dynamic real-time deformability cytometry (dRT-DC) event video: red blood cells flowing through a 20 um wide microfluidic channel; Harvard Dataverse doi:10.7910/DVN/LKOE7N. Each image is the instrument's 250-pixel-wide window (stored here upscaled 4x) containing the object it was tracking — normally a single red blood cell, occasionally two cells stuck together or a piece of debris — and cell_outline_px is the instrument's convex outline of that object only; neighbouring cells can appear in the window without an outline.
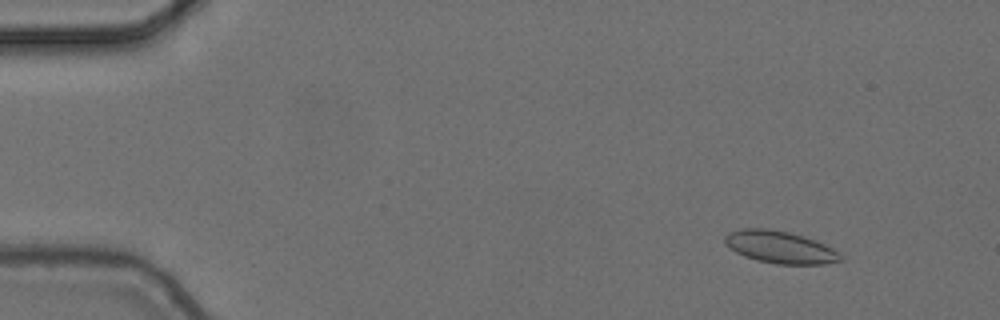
{"species": "common noctule bat (a hibernating species)", "species_latin": "Nyctalus noctula", "temperature_condition": "cold", "stored_images_in_passage": 5, "camera_frame_rate_fps": 3000, "um_per_image_px": 0.085, "animal": {"sex": "female", "body_mass_g": 24.6, "forearm_length_mm": 56.2}, "frame": {"image": 1, "passage_image": 2, "time_ms": 0.333, "image_size_px": [1000, 320], "cell_outline_px": [[844, 260], [824, 264], [776, 264], [756, 260], [744, 256], [736, 252], [724, 244], [724, 236], [728, 232], [740, 228], [768, 228], [788, 232], [804, 236], [824, 244], [832, 248]], "centroid_in_image_um": [66.24, 21.0], "position_along_channel_um": 18.8, "area_um2": 21.79}}
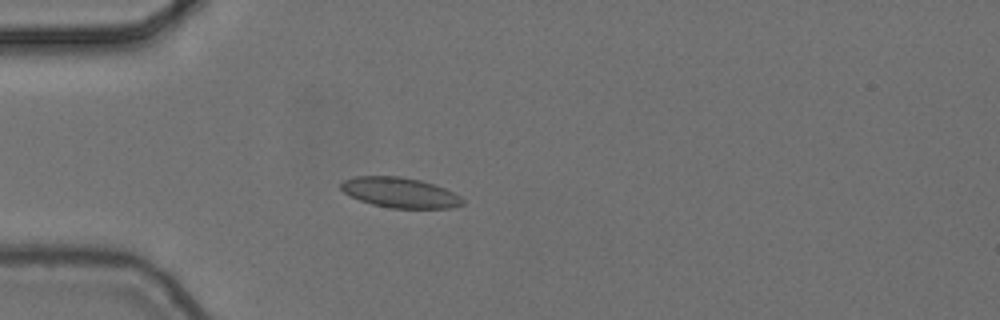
{"frame": {"image": 2, "passage_image": 4, "time_ms": 1.0, "image_size_px": [1000, 320], "cell_outline_px": [[464, 204], [452, 208], [392, 208], [372, 204], [360, 200], [344, 192], [340, 188], [340, 184], [344, 180], [356, 176], [400, 176], [420, 180], [444, 188], [460, 196], [464, 200]], "centroid_in_image_um": [34.0, 16.37], "position_along_channel_um": 51.0, "area_um2": 21.27}}